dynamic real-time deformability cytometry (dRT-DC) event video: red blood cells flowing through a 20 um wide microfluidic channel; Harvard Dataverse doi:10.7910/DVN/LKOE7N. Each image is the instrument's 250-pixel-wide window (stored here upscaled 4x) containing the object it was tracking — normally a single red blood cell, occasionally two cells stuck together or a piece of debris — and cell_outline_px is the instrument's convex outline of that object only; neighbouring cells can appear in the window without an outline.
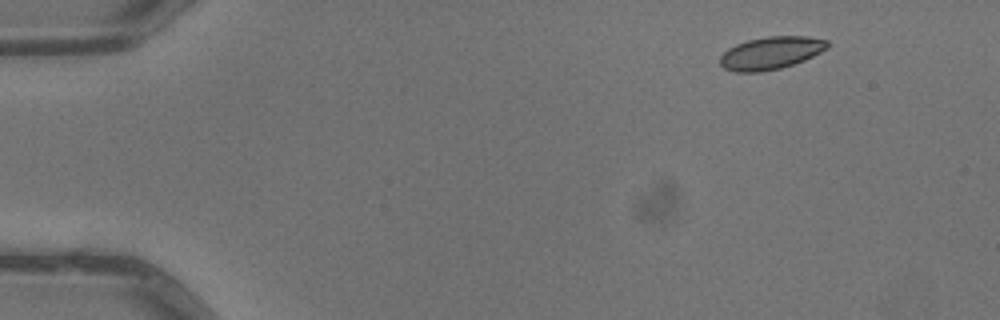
{"species": "common noctule bat (a hibernating species)", "species_latin": "Nyctalus noctula", "temperature_condition": "warm", "stored_images_in_passage": 5, "camera_frame_rate_fps": 3000, "um_per_image_px": 0.085, "animal": {"sex": "male", "body_mass_g": 13.3}, "frame": {"image": 1, "passage_image": 1, "time_ms": 0.0, "image_size_px": [1000, 320], "cell_outline_px": [[828, 48], [804, 60], [780, 68], [760, 72], [736, 72], [724, 68], [720, 64], [720, 56], [728, 48], [736, 44], [748, 40], [768, 36], [808, 36], [828, 40]], "centroid_in_image_um": [65.51, 4.5], "position_along_channel_um": 19.5, "area_um2": 20.35}}
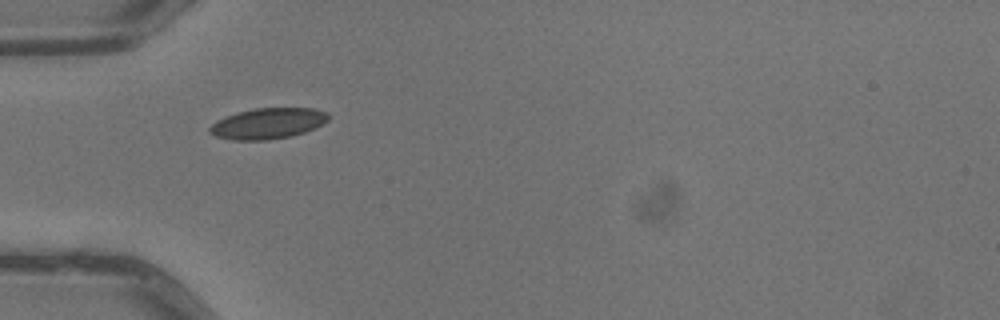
{"frame": {"image": 2, "passage_image": 4, "time_ms": 1.0, "image_size_px": [1000, 320], "cell_outline_px": [[328, 120], [316, 128], [292, 136], [268, 140], [232, 140], [216, 136], [208, 132], [208, 128], [216, 120], [236, 112], [256, 108], [316, 108], [328, 112]], "centroid_in_image_um": [22.77, 10.49], "position_along_channel_um": 62.2, "area_um2": 21.5}}
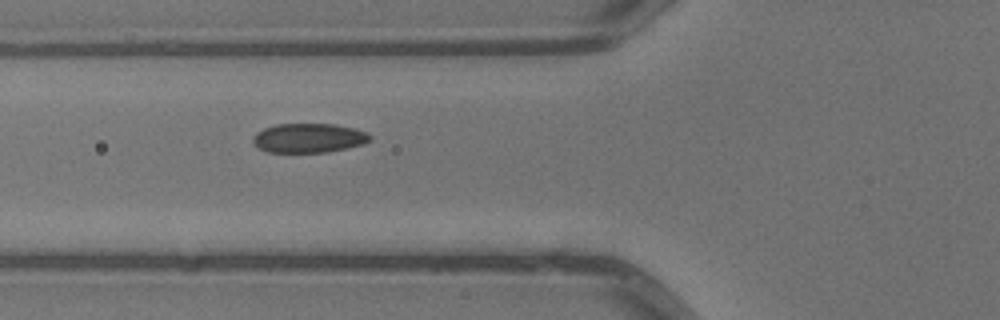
{"frame": {"image": 3, "passage_image": 5, "time_ms": 1.333, "image_size_px": [1000, 320], "cell_outline_px": [[372, 140], [364, 144], [328, 152], [268, 152], [260, 148], [252, 140], [252, 136], [256, 132], [264, 128], [276, 124], [336, 124], [356, 128], [368, 132], [372, 136]], "centroid_in_image_um": [26.29, 11.72], "position_along_channel_um": 99.5, "area_um2": 20.17}}